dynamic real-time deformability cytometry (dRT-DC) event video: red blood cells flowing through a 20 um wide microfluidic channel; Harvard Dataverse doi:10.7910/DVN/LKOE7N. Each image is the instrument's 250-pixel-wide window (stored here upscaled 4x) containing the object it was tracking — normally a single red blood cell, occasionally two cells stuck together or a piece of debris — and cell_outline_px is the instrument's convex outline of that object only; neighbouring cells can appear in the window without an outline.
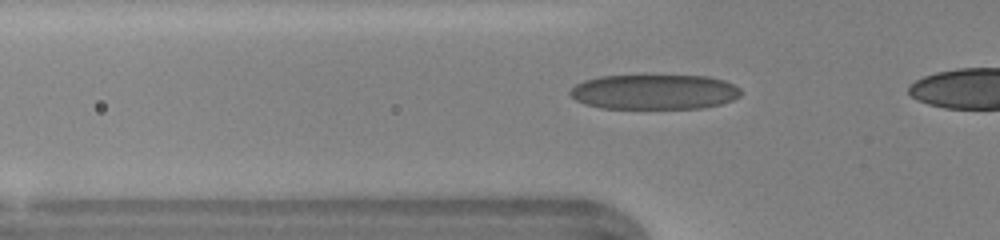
{"species": "human", "species_latin": "Homo sapiens", "temperature_condition": "warm", "stored_images_in_passage": 23, "camera_frame_rate_fps": 3000, "um_per_image_px": 0.085, "donor": {"sex": "female"}, "frame": {"image": 1, "passage_image": 12, "time_ms": 3.667, "image_size_px": [1000, 240], "cell_outline_px": [[740, 96], [732, 100], [720, 104], [704, 108], [600, 108], [584, 104], [576, 100], [568, 92], [576, 84], [584, 80], [600, 76], [708, 76], [724, 80], [740, 88]], "centroid_in_image_um": [55.61, 7.81], "position_along_channel_um": 70.2, "area_um2": 34.74}}